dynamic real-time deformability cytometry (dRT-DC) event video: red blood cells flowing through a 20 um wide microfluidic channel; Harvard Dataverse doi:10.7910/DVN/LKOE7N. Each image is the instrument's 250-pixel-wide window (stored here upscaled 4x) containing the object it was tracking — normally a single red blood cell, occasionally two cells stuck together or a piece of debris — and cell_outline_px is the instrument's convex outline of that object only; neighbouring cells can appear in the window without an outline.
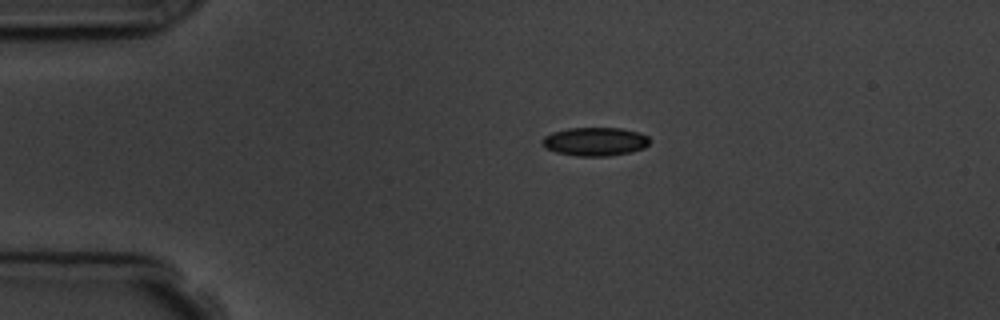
{"species": "common noctule bat (a hibernating species)", "species_latin": "Nyctalus noctula", "temperature_condition": "room temperature", "stored_images_in_passage": 2, "camera_frame_rate_fps": 3000, "um_per_image_px": 0.085, "animal": {"sex": "male", "body_mass_g": 19.5, "forearm_length_mm": 54.6}, "frame": {"image": 1, "passage_image": 1, "time_ms": 0.0, "image_size_px": [1000, 320], "cell_outline_px": [[648, 144], [644, 148], [628, 152], [608, 156], [576, 156], [556, 152], [544, 148], [540, 140], [544, 136], [552, 132], [568, 128], [624, 128], [640, 132], [648, 136]], "centroid_in_image_um": [50.54, 12.02], "position_along_channel_um": 34.5, "area_um2": 17.98}}